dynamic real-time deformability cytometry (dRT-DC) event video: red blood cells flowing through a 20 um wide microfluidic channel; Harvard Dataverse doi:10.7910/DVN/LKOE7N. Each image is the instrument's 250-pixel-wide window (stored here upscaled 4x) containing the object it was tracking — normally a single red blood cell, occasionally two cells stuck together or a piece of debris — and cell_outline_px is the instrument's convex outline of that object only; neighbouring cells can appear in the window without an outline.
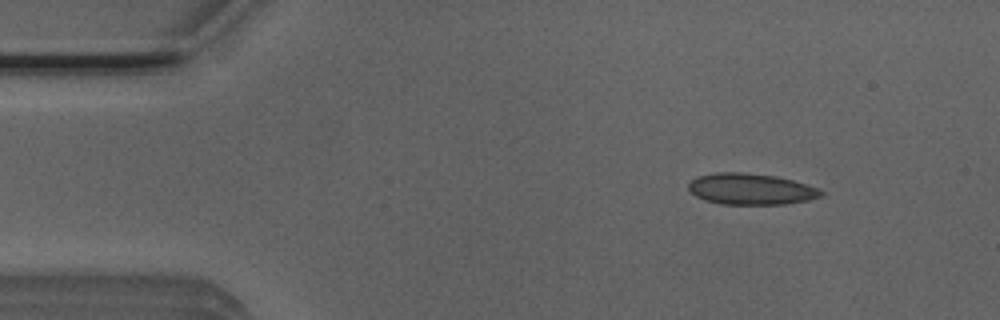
{"species": "Egyptian fruit bat (a non-hibernating species)", "species_latin": "Rousettus aegyptiacus", "temperature_condition": "room temperature", "stored_images_in_passage": 47, "camera_frame_rate_fps": 3000, "um_per_image_px": 0.085, "animal": {"sex": "male"}, "frame": {"image": 1, "passage_image": 2, "time_ms": 0.333, "image_size_px": [1000, 320], "cell_outline_px": [[824, 196], [808, 200], [784, 204], [720, 204], [704, 200], [696, 196], [688, 188], [688, 184], [696, 176], [716, 172], [744, 172], [776, 176], [792, 180], [820, 188], [824, 192]], "centroid_in_image_um": [63.84, 16.06], "position_along_channel_um": 21.2, "area_um2": 24.28}}
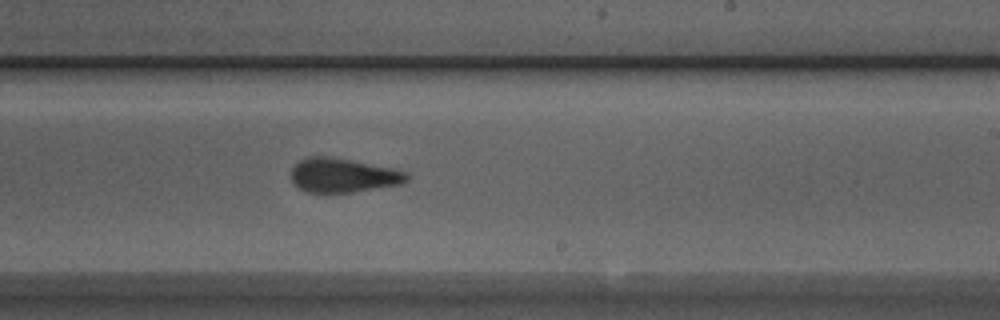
{"frame": {"image": 2, "passage_image": 26, "time_ms": 8.333, "image_size_px": [1000, 320], "cell_outline_px": [[408, 180], [400, 184], [352, 192], [304, 192], [292, 180], [292, 168], [300, 160], [308, 156], [332, 156], [396, 168], [408, 172]], "centroid_in_image_um": [29.19, 14.88], "position_along_channel_um": 259.8, "area_um2": 23.12}}
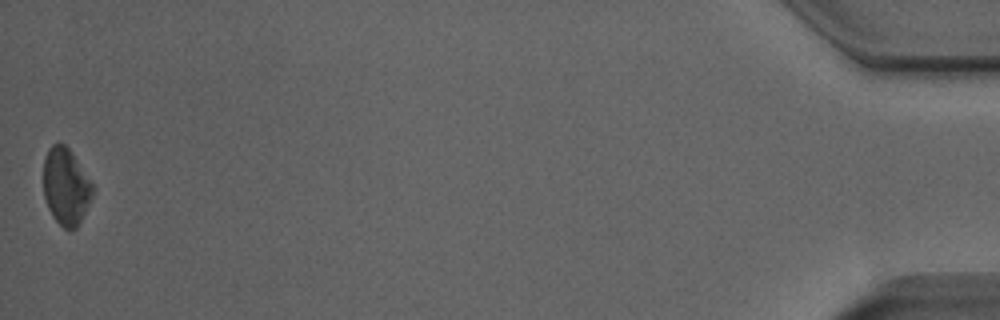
{"frame": {"image": 3, "passage_image": 47, "time_ms": 15.333, "image_size_px": [1000, 320], "cell_outline_px": [[92, 196], [76, 228], [64, 228], [52, 216], [48, 208], [44, 196], [44, 156], [48, 148], [52, 144], [64, 144], [68, 148], [92, 184]], "centroid_in_image_um": [5.56, 15.84], "position_along_channel_um": 429.6, "area_um2": 21.39}, "authors_computed_cell_mechanics": {"area_um2": 23.409, "velocity_mm_per_s": 3.9044, "shape_relaxation_time_tau1_ms": 3.3763, "shape_relaxation_time_tau2_ms": 1.3488, "deformation_change_tau1": 0.1121, "deformation_change_tau2": 0.0888}}